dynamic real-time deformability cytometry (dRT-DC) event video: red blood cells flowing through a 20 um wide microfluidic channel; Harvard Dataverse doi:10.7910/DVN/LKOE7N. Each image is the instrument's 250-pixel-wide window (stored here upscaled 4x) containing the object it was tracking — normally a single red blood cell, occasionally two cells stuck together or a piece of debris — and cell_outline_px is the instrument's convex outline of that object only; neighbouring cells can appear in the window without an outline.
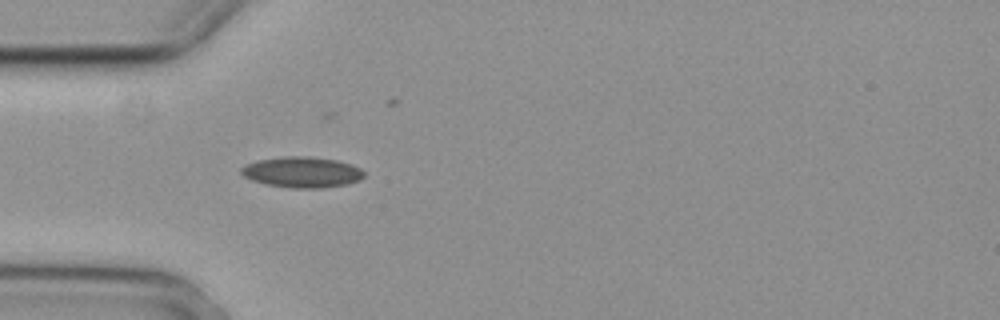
{"species": "common noctule bat (a hibernating species)", "species_latin": "Nyctalus noctula", "temperature_condition": "cold", "stored_images_in_passage": 1, "camera_frame_rate_fps": 3000, "um_per_image_px": 0.085, "animal": {"sex": "female", "body_mass_g": 29.2, "forearm_length_mm": 56.3}, "frame": {"image": 1, "passage_image": 1, "time_ms": 0.0, "image_size_px": [1000, 320], "cell_outline_px": [[364, 176], [360, 180], [348, 184], [320, 188], [292, 188], [264, 184], [252, 180], [244, 176], [240, 172], [240, 168], [256, 160], [280, 156], [312, 156], [336, 160], [352, 164], [360, 168], [364, 172]], "centroid_in_image_um": [25.67, 14.63], "position_along_channel_um": 59.3, "area_um2": 22.25}}